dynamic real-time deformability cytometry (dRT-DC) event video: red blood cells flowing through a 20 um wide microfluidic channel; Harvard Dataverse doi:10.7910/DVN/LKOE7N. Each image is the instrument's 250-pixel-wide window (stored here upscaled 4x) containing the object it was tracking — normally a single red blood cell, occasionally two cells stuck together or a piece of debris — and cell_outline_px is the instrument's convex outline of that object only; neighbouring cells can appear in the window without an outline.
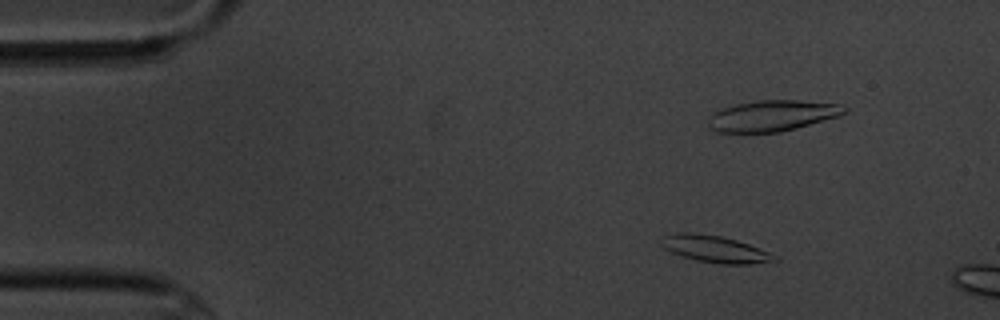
{"species": "common noctule bat (a hibernating species)", "species_latin": "Nyctalus noctula", "temperature_condition": "cold", "stored_images_in_passage": 4, "camera_frame_rate_fps": 3000, "um_per_image_px": 0.085, "animal": {"sex": "male", "body_mass_g": 20.1, "forearm_length_mm": 53.5}, "frame": {"image": 1, "passage_image": 2, "time_ms": 1.0, "image_size_px": [1000, 320], "cell_outline_px": [[780, 260], [752, 264], [720, 264], [696, 260], [680, 256], [664, 248], [660, 244], [664, 236], [680, 232], [696, 232], [720, 236], [736, 240], [748, 244], [768, 252], [776, 256]], "centroid_in_image_um": [60.76, 21.17], "position_along_channel_um": 24.2, "area_um2": 17.69}}